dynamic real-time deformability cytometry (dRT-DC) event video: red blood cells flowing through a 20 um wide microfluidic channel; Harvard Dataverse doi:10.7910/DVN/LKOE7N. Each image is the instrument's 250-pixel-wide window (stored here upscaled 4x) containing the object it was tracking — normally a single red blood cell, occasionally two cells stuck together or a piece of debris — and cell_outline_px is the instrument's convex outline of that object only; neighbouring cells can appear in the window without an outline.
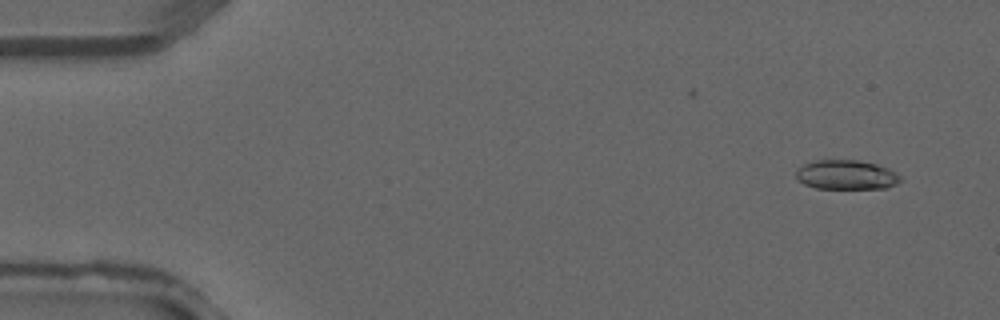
{"species": "common noctule bat (a hibernating species)", "species_latin": "Nyctalus noctula", "temperature_condition": "warm", "stored_images_in_passage": 4, "camera_frame_rate_fps": 3000, "um_per_image_px": 0.085, "animal": {"sex": "male", "forearm_length_mm": 52.5}, "frame": {"image": 1, "passage_image": 1, "time_ms": 0.0, "image_size_px": [1000, 320], "cell_outline_px": [[900, 180], [896, 184], [884, 188], [816, 188], [804, 184], [796, 180], [796, 172], [804, 164], [816, 160], [856, 160], [876, 164], [888, 168], [896, 172], [900, 176]], "centroid_in_image_um": [71.92, 14.86], "position_along_channel_um": 13.1, "area_um2": 17.74}}
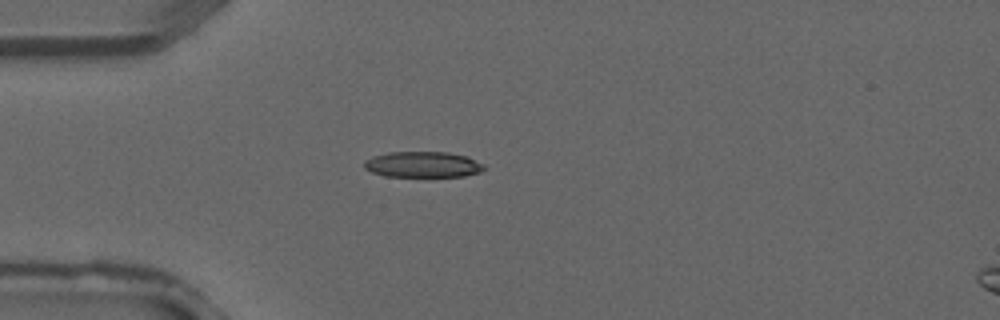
{"frame": {"image": 2, "passage_image": 3, "time_ms": 0.667, "image_size_px": [1000, 320], "cell_outline_px": [[484, 168], [480, 172], [464, 176], [384, 176], [372, 172], [364, 168], [364, 160], [372, 156], [388, 152], [448, 152], [468, 156], [484, 164]], "centroid_in_image_um": [35.93, 13.97], "position_along_channel_um": 49.1, "area_um2": 18.09}}